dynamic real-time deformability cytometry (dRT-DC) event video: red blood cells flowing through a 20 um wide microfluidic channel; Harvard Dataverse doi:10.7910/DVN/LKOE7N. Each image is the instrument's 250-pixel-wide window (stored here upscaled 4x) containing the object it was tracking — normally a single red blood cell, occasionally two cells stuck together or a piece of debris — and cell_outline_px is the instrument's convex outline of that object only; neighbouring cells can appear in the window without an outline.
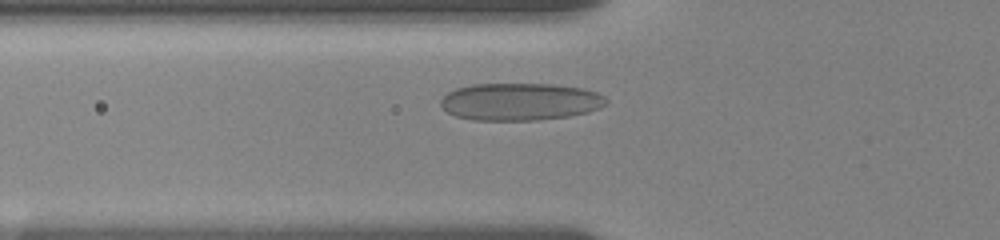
{"species": "human", "species_latin": "Homo sapiens", "temperature_condition": "room temperature", "stored_images_in_passage": 17, "camera_frame_rate_fps": 3000, "um_per_image_px": 0.085, "donor": {"sex": "female"}, "frame": {"image": 1, "passage_image": 7, "time_ms": 3.333, "image_size_px": [1000, 240], "cell_outline_px": [[608, 104], [600, 108], [588, 112], [568, 116], [536, 120], [472, 120], [456, 116], [448, 112], [440, 104], [440, 100], [448, 92], [456, 88], [472, 84], [552, 84], [580, 88], [596, 92], [604, 96], [608, 100]], "centroid_in_image_um": [44.21, 8.64], "position_along_channel_um": 81.6, "area_um2": 36.07}}
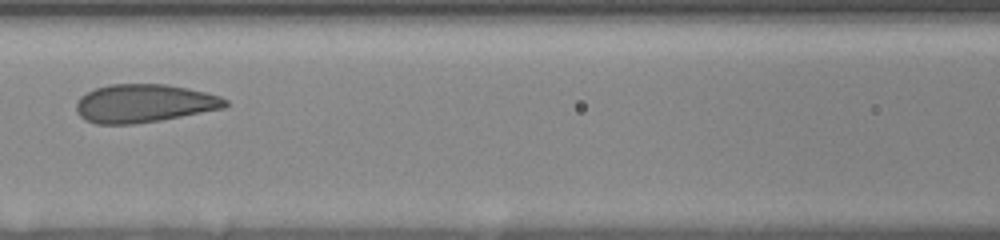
{"frame": {"image": 2, "passage_image": 11, "time_ms": 5.333, "image_size_px": [1000, 240], "cell_outline_px": [[228, 108], [160, 120], [132, 124], [96, 124], [84, 120], [76, 112], [76, 100], [80, 96], [96, 88], [108, 84], [164, 84], [188, 88], [220, 96], [228, 100]], "centroid_in_image_um": [12.25, 8.79], "position_along_channel_um": 154.4, "area_um2": 33.47}}
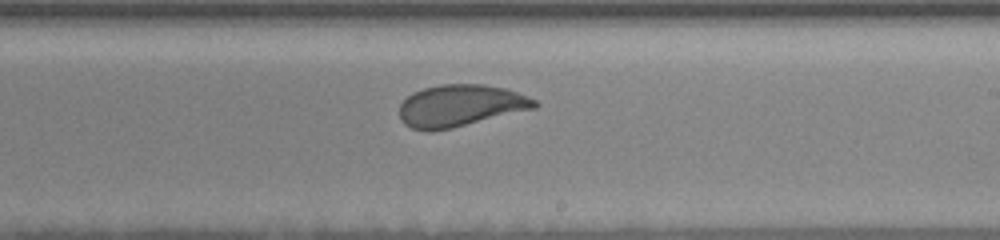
{"frame": {"image": 3, "passage_image": 16, "time_ms": 8.0, "image_size_px": [1000, 240], "cell_outline_px": [[540, 104], [536, 108], [452, 128], [432, 132], [428, 132], [412, 128], [404, 124], [400, 120], [400, 104], [412, 92], [424, 88], [440, 84], [484, 84], [504, 88], [516, 92], [536, 100]], "centroid_in_image_um": [39.11, 8.99], "position_along_channel_um": 249.9, "area_um2": 33.12}}